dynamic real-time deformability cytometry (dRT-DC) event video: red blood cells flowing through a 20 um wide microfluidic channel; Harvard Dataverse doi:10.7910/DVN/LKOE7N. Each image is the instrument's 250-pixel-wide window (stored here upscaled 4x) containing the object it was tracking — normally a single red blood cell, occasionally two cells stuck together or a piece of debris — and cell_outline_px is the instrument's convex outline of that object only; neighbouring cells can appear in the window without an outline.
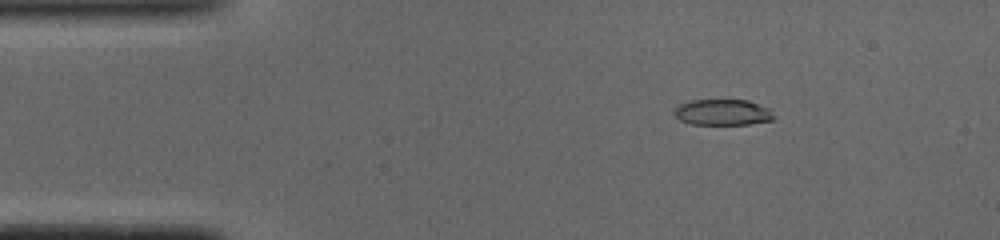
{"species": "common noctule bat (a hibernating species)", "species_latin": "Nyctalus noctula", "temperature_condition": "cold", "stored_images_in_passage": 51, "camera_frame_rate_fps": 3000, "um_per_image_px": 0.085, "animal": {"sex": "male", "body_mass_g": 19.0, "forearm_length_mm": 50.8}, "frame": {"image": 1, "passage_image": 8, "time_ms": 2.333, "image_size_px": [1000, 240], "cell_outline_px": [[776, 116], [772, 120], [748, 124], [692, 124], [680, 120], [672, 112], [680, 104], [692, 100], [748, 100], [768, 108]], "centroid_in_image_um": [61.43, 9.54], "position_along_channel_um": 23.6, "area_um2": 14.97}}
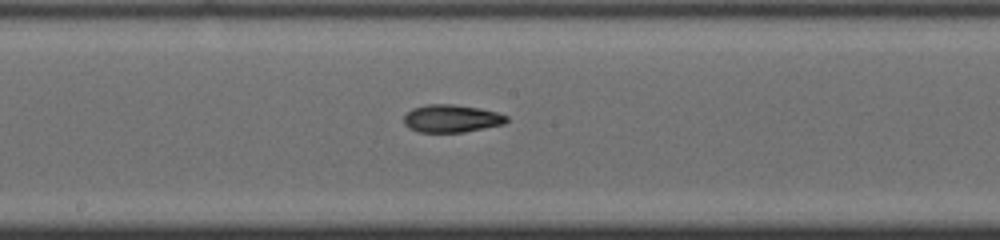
{"frame": {"image": 2, "passage_image": 27, "time_ms": 8.667, "image_size_px": [1000, 240], "cell_outline_px": [[508, 120], [504, 124], [464, 132], [420, 132], [408, 128], [404, 124], [404, 116], [412, 108], [424, 104], [452, 104], [480, 108], [496, 112], [508, 116]], "centroid_in_image_um": [38.36, 10.07], "position_along_channel_um": 209.8, "area_um2": 16.65}}
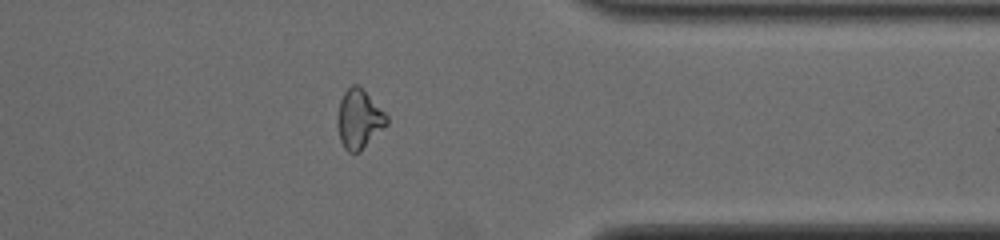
{"frame": {"image": 3, "passage_image": 41, "time_ms": 13.333, "image_size_px": [1000, 240], "cell_outline_px": [[388, 124], [360, 152], [348, 152], [344, 148], [340, 140], [336, 124], [336, 120], [340, 100], [344, 92], [352, 84], [356, 84], [388, 116]], "centroid_in_image_um": [30.49, 10.16], "position_along_channel_um": 380.9, "area_um2": 16.82}, "authors_computed_cell_mechanics": {"area_um2": 16.5886, "velocity_mm_per_s": 3.9282, "shape_relaxation_time_tau1_ms": 4.9376, "shape_relaxation_time_tau2_ms": 3.7635, "deformation_change_tau1": 0.1723, "deformation_change_tau2": 0.0724}}